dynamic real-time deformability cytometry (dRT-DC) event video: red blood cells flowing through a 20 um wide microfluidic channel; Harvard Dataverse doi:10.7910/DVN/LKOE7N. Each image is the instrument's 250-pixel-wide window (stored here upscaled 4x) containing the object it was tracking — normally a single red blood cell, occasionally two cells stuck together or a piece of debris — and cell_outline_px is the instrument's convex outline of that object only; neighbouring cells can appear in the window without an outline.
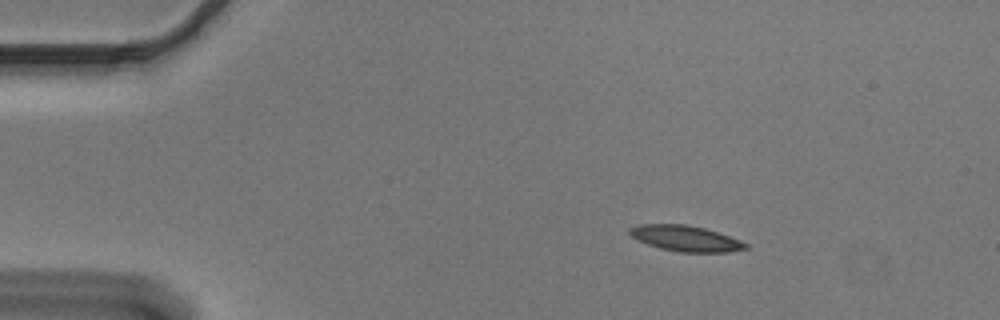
{"species": "Egyptian fruit bat (a non-hibernating species)", "species_latin": "Rousettus aegyptiacus", "temperature_condition": "cold", "stored_images_in_passage": 47, "camera_frame_rate_fps": 3000, "um_per_image_px": 0.085, "animal": {"sex": "male"}, "frame": {"image": 1, "passage_image": 1, "time_ms": 0.0, "image_size_px": [1000, 320], "cell_outline_px": [[748, 248], [728, 252], [680, 252], [660, 248], [648, 244], [632, 236], [628, 232], [628, 228], [640, 224], [684, 224], [704, 228], [740, 240], [748, 244]], "centroid_in_image_um": [58.27, 20.26], "position_along_channel_um": 26.7, "area_um2": 17.17}}
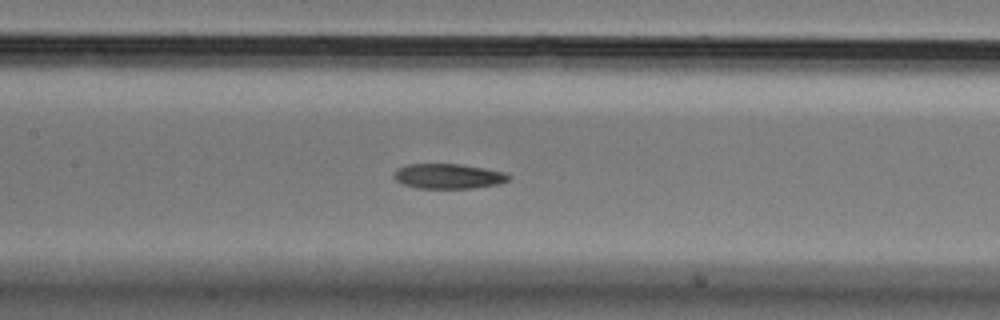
{"frame": {"image": 2, "passage_image": 18, "time_ms": 5.667, "image_size_px": [1000, 320], "cell_outline_px": [[512, 176], [508, 180], [500, 184], [472, 188], [416, 188], [404, 184], [396, 180], [392, 176], [396, 168], [408, 164], [460, 164], [484, 168], [504, 172]], "centroid_in_image_um": [38.1, 14.97], "position_along_channel_um": 169.3, "area_um2": 16.76}}
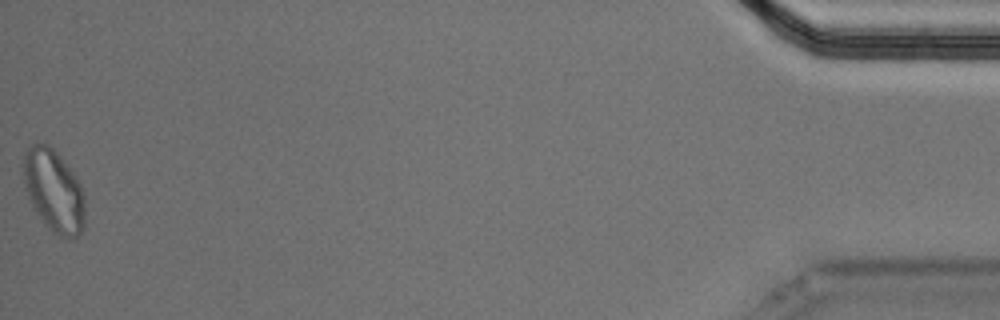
{"frame": {"image": 3, "passage_image": 47, "time_ms": 15.333, "image_size_px": [1000, 320], "cell_outline_px": [[84, 228], [72, 240], [60, 236], [52, 232], [48, 228], [32, 208], [24, 184], [24, 148], [32, 144], [48, 144], [72, 168], [80, 184], [84, 200]], "centroid_in_image_um": [4.57, 16.22], "position_along_channel_um": 430.6, "area_um2": 29.77}, "authors_computed_cell_mechanics": {"area_um2": 17.629, "velocity_mm_per_s": 3.6601, "shape_relaxation_time_tau1_ms": null, "shape_relaxation_time_tau2_ms": 8.1591, "deformation_change_tau1": null, "deformation_change_tau2": 0.152}}